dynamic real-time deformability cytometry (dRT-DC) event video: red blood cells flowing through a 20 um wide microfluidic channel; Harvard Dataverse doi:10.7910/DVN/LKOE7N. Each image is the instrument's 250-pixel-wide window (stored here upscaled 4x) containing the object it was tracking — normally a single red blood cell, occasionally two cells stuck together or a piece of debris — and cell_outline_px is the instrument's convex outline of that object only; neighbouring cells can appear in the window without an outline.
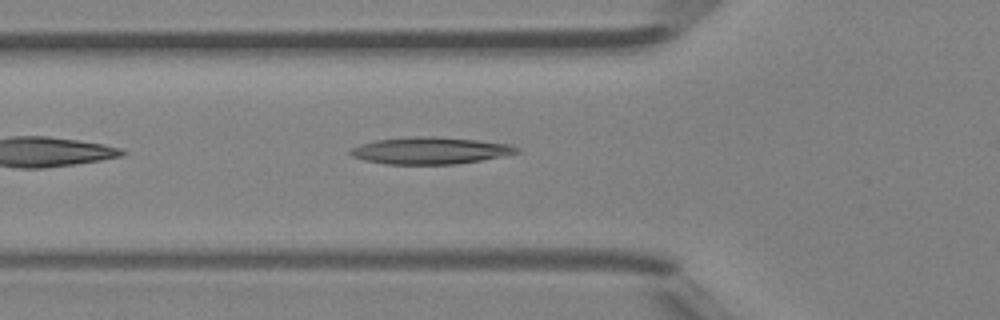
{"species": "Egyptian fruit bat (a non-hibernating species)", "species_latin": "Rousettus aegyptiacus", "temperature_condition": "room temperature", "stored_images_in_passage": 30, "camera_frame_rate_fps": 3000, "um_per_image_px": 0.085, "animal": {"sex": "female"}, "frame": {"image": 1, "passage_image": 5, "time_ms": 1.333, "image_size_px": [1000, 320], "cell_outline_px": [[520, 152], [480, 160], [456, 164], [384, 164], [364, 160], [352, 156], [348, 152], [352, 148], [360, 144], [376, 140], [420, 136], [432, 136], [476, 140], [512, 144], [520, 148]], "centroid_in_image_um": [36.56, 12.8], "position_along_channel_um": 89.2, "area_um2": 25.95}}
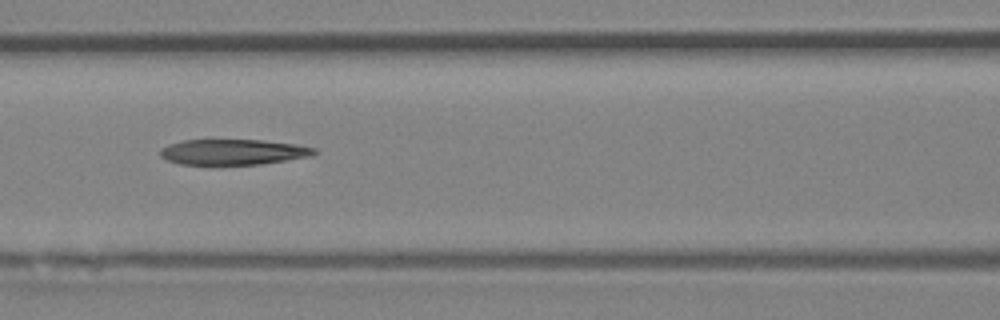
{"frame": {"image": 2, "passage_image": 9, "time_ms": 2.667, "image_size_px": [1000, 320], "cell_outline_px": [[316, 152], [308, 156], [260, 164], [180, 164], [168, 160], [160, 156], [160, 148], [168, 144], [184, 140], [260, 140], [296, 144], [316, 148]], "centroid_in_image_um": [19.76, 12.91], "position_along_channel_um": 146.8, "area_um2": 22.6}}